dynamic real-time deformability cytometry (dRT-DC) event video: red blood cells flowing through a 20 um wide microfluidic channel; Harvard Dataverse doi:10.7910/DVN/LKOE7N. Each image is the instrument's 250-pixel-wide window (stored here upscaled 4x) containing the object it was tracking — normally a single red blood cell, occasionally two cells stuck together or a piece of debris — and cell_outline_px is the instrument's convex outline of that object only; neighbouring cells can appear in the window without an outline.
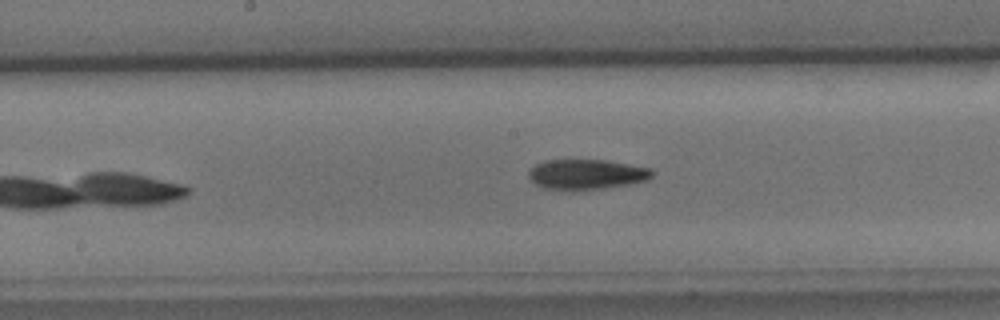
{"species": "common noctule bat (a hibernating species)", "species_latin": "Nyctalus noctula", "temperature_condition": "cold", "stored_images_in_passage": 9, "camera_frame_rate_fps": 3000, "um_per_image_px": 0.085, "animal": {"sex": "male", "body_mass_g": 15.6}, "frame": {"image": 1, "passage_image": 8, "time_ms": 8.333, "image_size_px": [1000, 320], "cell_outline_px": [[656, 172], [648, 180], [628, 184], [600, 188], [544, 188], [536, 184], [528, 176], [528, 172], [536, 164], [544, 160], [604, 160], [652, 168]], "centroid_in_image_um": [49.9, 14.78], "position_along_channel_um": 198.3, "area_um2": 21.1}}
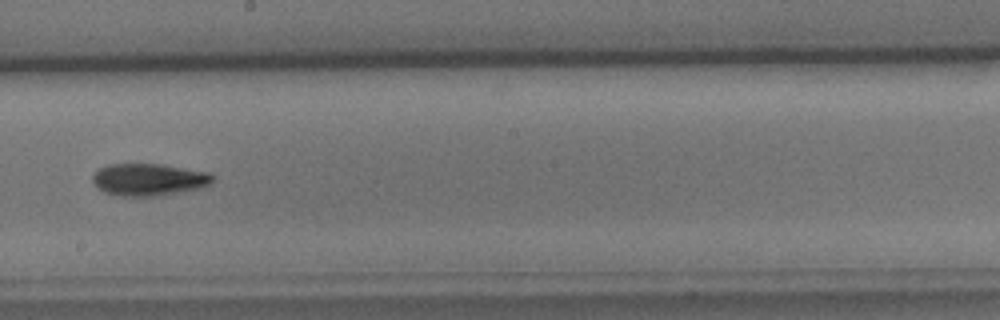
{"frame": {"image": 2, "passage_image": 9, "time_ms": 9.333, "image_size_px": [1000, 320], "cell_outline_px": [[212, 184], [200, 188], [156, 196], [120, 196], [104, 192], [92, 180], [92, 176], [100, 168], [108, 164], [160, 164], [208, 172], [212, 176]], "centroid_in_image_um": [12.64, 15.26], "position_along_channel_um": 235.6, "area_um2": 22.25}}